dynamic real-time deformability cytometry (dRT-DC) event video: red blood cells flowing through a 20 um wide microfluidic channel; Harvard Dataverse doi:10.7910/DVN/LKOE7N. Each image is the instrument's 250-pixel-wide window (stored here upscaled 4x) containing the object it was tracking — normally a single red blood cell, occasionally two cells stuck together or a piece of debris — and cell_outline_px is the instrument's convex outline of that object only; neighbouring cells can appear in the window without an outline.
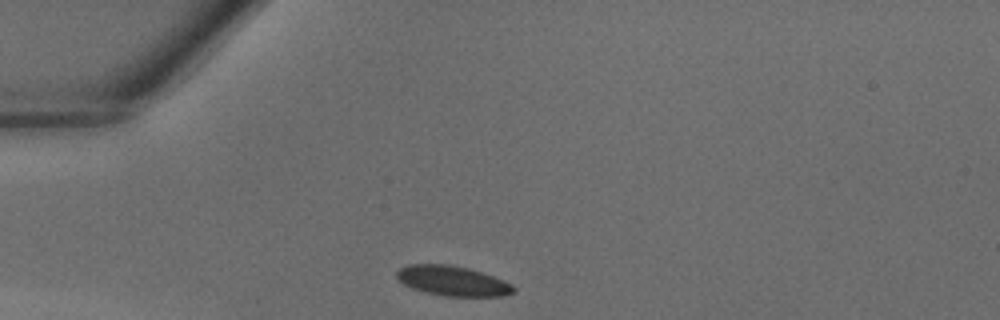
{"species": "common noctule bat (a hibernating species)", "species_latin": "Nyctalus noctula", "temperature_condition": "warm", "stored_images_in_passage": 26, "camera_frame_rate_fps": 3000, "um_per_image_px": 0.085, "animal": {"sex": "male", "body_mass_g": 18.8}, "frame": {"image": 1, "passage_image": 1, "time_ms": 0.0, "image_size_px": [1000, 320], "cell_outline_px": [[516, 292], [504, 296], [444, 296], [412, 288], [404, 284], [396, 276], [396, 272], [400, 268], [408, 264], [448, 264], [468, 268], [492, 276], [512, 284], [516, 288]], "centroid_in_image_um": [38.49, 23.87], "position_along_channel_um": 46.5, "area_um2": 20.23}}
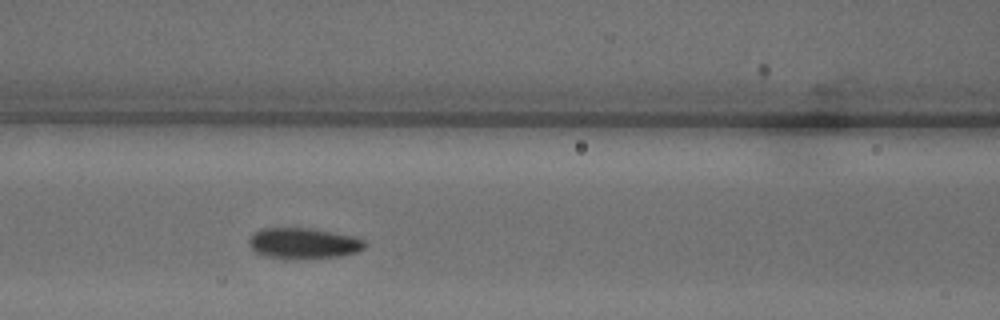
{"frame": {"image": 2, "passage_image": 8, "time_ms": 2.333, "image_size_px": [1000, 320], "cell_outline_px": [[368, 244], [360, 252], [340, 256], [264, 256], [256, 252], [248, 244], [248, 240], [260, 228], [308, 228], [356, 236], [364, 240]], "centroid_in_image_um": [25.86, 20.63], "position_along_channel_um": 140.7, "area_um2": 20.06}}
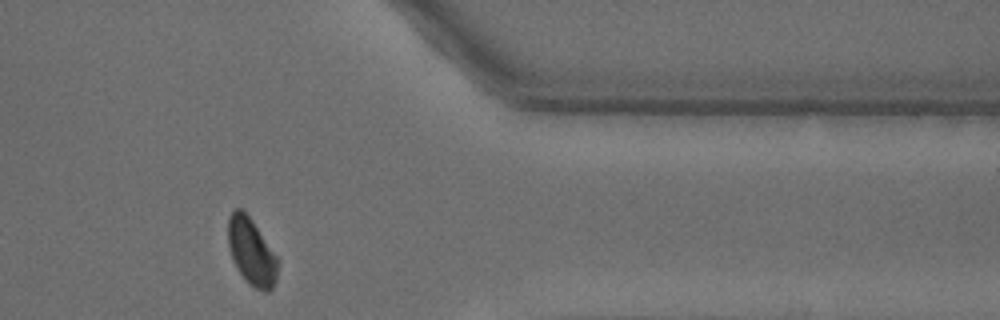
{"frame": {"image": 3, "passage_image": 24, "time_ms": 7.667, "image_size_px": [1000, 320], "cell_outline_px": [[280, 264], [276, 280], [272, 288], [268, 292], [264, 292], [248, 284], [244, 280], [236, 268], [232, 260], [228, 248], [228, 216], [236, 208], [240, 208], [248, 216], [280, 260]], "centroid_in_image_um": [21.38, 21.45], "position_along_channel_um": 390.0, "area_um2": 19.59}}